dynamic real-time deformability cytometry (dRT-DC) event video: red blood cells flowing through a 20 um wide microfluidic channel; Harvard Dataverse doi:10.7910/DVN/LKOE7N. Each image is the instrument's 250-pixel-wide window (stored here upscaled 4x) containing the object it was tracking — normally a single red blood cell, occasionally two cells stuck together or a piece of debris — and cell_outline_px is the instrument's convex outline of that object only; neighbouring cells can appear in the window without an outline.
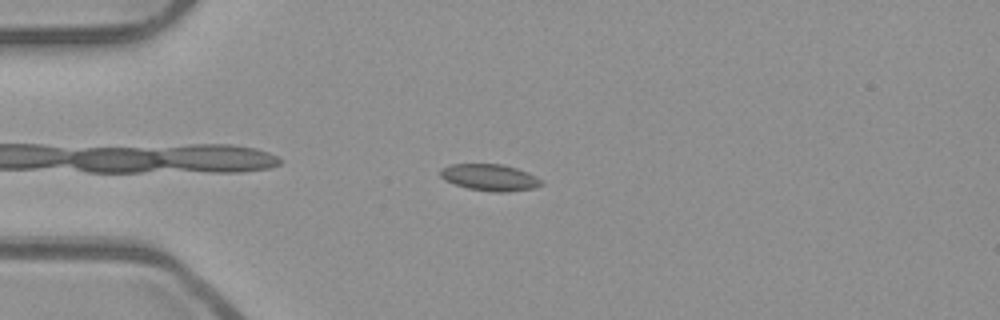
{"species": "common noctule bat (a hibernating species)", "species_latin": "Nyctalus noctula", "temperature_condition": "room temperature", "stored_images_in_passage": 44, "camera_frame_rate_fps": 3000, "um_per_image_px": 0.085, "animal": {"sex": "male", "body_mass_g": 23.1, "forearm_length_mm": 52.7}, "frame": {"image": 1, "passage_image": 5, "time_ms": 1.333, "image_size_px": [1000, 320], "cell_outline_px": [[544, 184], [532, 188], [508, 192], [496, 192], [468, 188], [444, 180], [440, 176], [440, 168], [452, 164], [504, 164], [528, 172], [536, 176]], "centroid_in_image_um": [41.63, 15.07], "position_along_channel_um": 43.4, "area_um2": 15.61}}
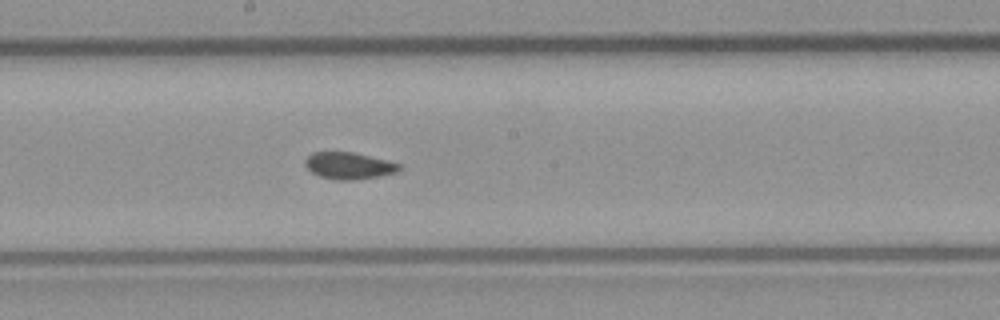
{"frame": {"image": 2, "passage_image": 20, "time_ms": 6.333, "image_size_px": [1000, 320], "cell_outline_px": [[400, 168], [396, 172], [380, 176], [352, 180], [336, 180], [320, 176], [312, 172], [304, 164], [304, 160], [312, 152], [352, 152], [400, 164]], "centroid_in_image_um": [29.61, 14.09], "position_along_channel_um": 218.6, "area_um2": 14.45}}
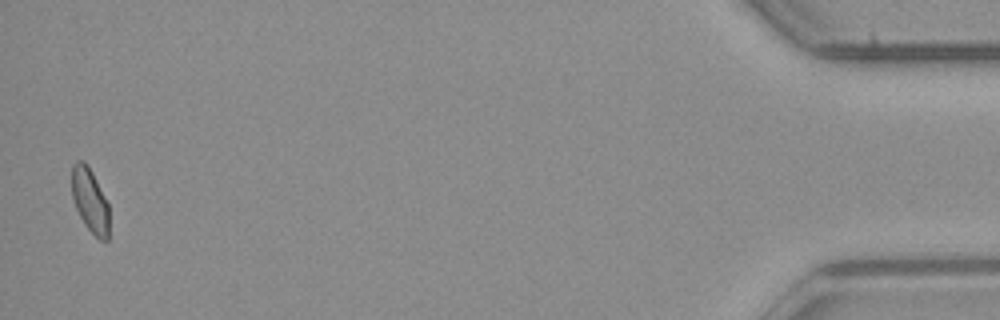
{"frame": {"image": 3, "passage_image": 43, "time_ms": 14.0, "image_size_px": [1000, 320], "cell_outline_px": [[108, 240], [100, 240], [88, 228], [80, 216], [76, 208], [72, 196], [72, 164], [76, 160], [84, 160], [88, 164], [108, 204]], "centroid_in_image_um": [7.63, 16.98], "position_along_channel_um": 427.6, "area_um2": 13.76}, "authors_computed_cell_mechanics": {"area_um2": 14.8546, "velocity_mm_per_s": 3.9602, "shape_relaxation_time_tau1_ms": null, "shape_relaxation_time_tau2_ms": 6.1622, "deformation_change_tau1": null, "deformation_change_tau2": 0.0827}}